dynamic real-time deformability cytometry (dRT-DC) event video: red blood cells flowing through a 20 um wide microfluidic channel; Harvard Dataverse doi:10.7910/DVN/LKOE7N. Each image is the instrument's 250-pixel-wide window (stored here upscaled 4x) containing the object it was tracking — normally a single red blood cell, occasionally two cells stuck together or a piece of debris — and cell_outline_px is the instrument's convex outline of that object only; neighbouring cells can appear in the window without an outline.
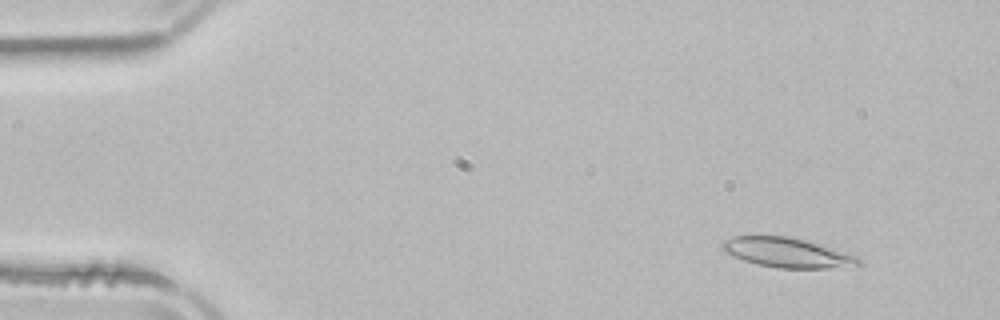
{"species": "common noctule bat (a hibernating species)", "species_latin": "Nyctalus noctula", "temperature_condition": "room temperature", "stored_images_in_passage": 7, "camera_frame_rate_fps": 3000, "um_per_image_px": 0.085, "animal": {"sex": "male", "body_mass_g": 21.5, "forearm_length_mm": 52.0}, "frame": {"image": 1, "passage_image": 2, "time_ms": 1.333, "image_size_px": [1000, 320], "cell_outline_px": [[860, 264], [828, 268], [776, 268], [756, 264], [744, 260], [724, 252], [720, 248], [720, 244], [724, 240], [732, 236], [788, 236], [804, 240], [856, 256], [860, 260]], "centroid_in_image_um": [66.8, 21.47], "position_along_channel_um": 18.2, "area_um2": 23.18}}
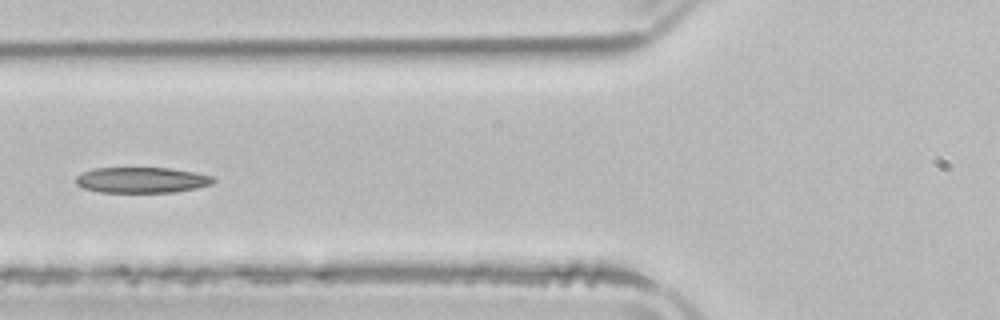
{"frame": {"image": 2, "passage_image": 6, "time_ms": 6.333, "image_size_px": [1000, 320], "cell_outline_px": [[216, 180], [212, 184], [196, 188], [176, 192], [100, 192], [84, 188], [76, 184], [76, 176], [84, 172], [96, 168], [172, 168], [216, 176]], "centroid_in_image_um": [12.1, 15.3], "position_along_channel_um": 113.7, "area_um2": 20.63}}
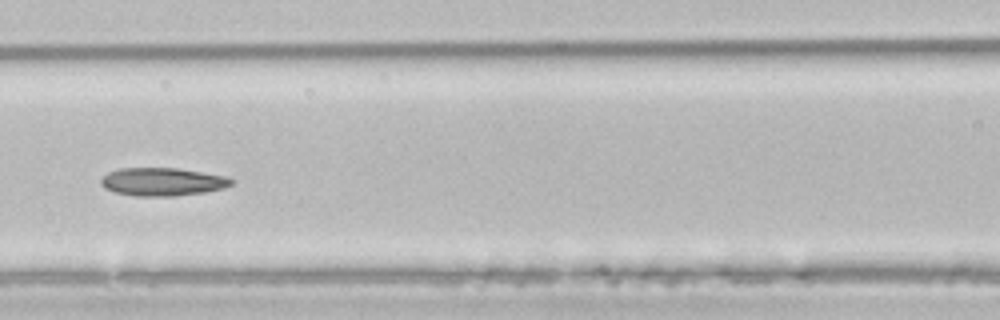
{"frame": {"image": 3, "passage_image": 7, "time_ms": 7.333, "image_size_px": [1000, 320], "cell_outline_px": [[236, 180], [232, 184], [224, 188], [204, 192], [176, 196], [136, 196], [116, 192], [104, 188], [100, 184], [100, 180], [108, 172], [120, 168], [176, 168], [224, 176]], "centroid_in_image_um": [13.8, 15.45], "position_along_channel_um": 152.8, "area_um2": 21.27}}